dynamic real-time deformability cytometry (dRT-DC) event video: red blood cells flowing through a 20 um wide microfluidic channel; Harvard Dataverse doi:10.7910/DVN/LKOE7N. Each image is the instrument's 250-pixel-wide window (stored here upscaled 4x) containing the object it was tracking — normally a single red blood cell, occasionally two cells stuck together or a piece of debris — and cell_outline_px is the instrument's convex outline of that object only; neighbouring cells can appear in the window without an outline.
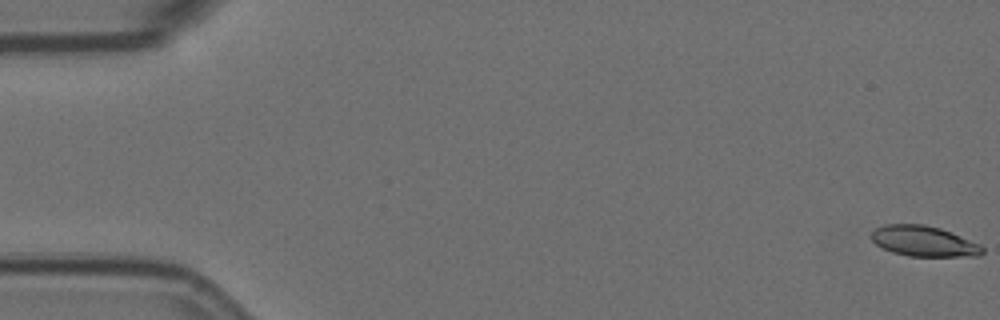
{"species": "Egyptian fruit bat (a non-hibernating species)", "species_latin": "Rousettus aegyptiacus", "temperature_condition": "room temperature", "stored_images_in_passage": 57, "camera_frame_rate_fps": 3000, "um_per_image_px": 0.085, "animal": {"sex": "female"}, "frame": {"image": 1, "passage_image": 1, "time_ms": 0.0, "image_size_px": [1000, 320], "cell_outline_px": [[984, 252], [980, 256], [908, 256], [892, 252], [880, 248], [872, 240], [872, 232], [876, 228], [884, 224], [924, 224], [940, 228], [952, 232], [980, 244], [984, 248]], "centroid_in_image_um": [78.53, 20.5], "position_along_channel_um": 6.5, "area_um2": 19.88}}
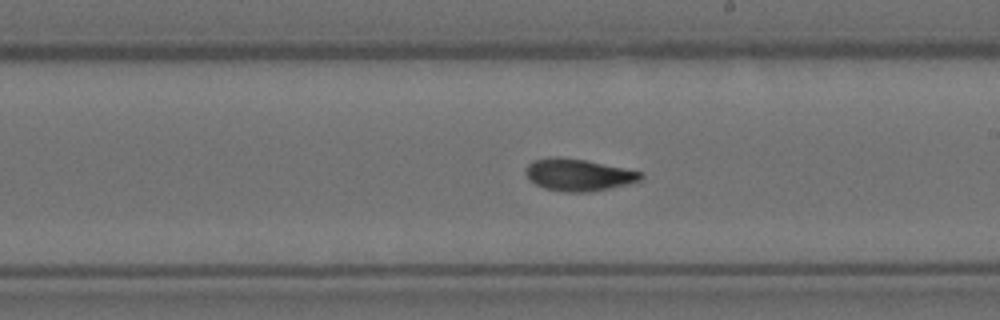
{"frame": {"image": 2, "passage_image": 33, "time_ms": 10.667, "image_size_px": [1000, 320], "cell_outline_px": [[644, 176], [640, 180], [628, 184], [608, 188], [584, 192], [564, 192], [544, 188], [528, 180], [524, 172], [528, 164], [532, 160], [552, 156], [556, 156], [584, 160], [644, 172]], "centroid_in_image_um": [49.12, 14.85], "position_along_channel_um": 239.9, "area_um2": 21.5}}
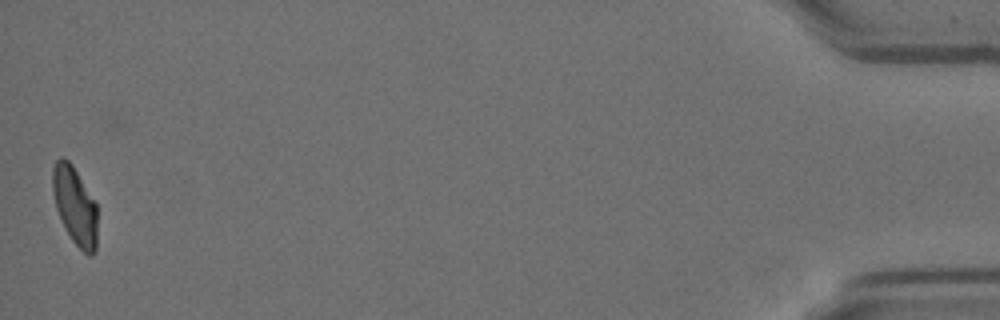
{"frame": {"image": 3, "passage_image": 57, "time_ms": 18.667, "image_size_px": [1000, 320], "cell_outline_px": [[96, 248], [92, 256], [88, 256], [72, 240], [56, 208], [52, 192], [52, 168], [56, 160], [60, 156], [68, 160], [72, 164], [96, 204]], "centroid_in_image_um": [6.35, 17.46], "position_along_channel_um": 428.9, "area_um2": 20.0}, "authors_computed_cell_mechanics": {"area_um2": 20.9236, "velocity_mm_per_s": 3.5716, "shape_relaxation_time_tau1_ms": 4.428, "shape_relaxation_time_tau2_ms": 2.7402, "deformation_change_tau1": 0.1705, "deformation_change_tau2": 0.0831}}